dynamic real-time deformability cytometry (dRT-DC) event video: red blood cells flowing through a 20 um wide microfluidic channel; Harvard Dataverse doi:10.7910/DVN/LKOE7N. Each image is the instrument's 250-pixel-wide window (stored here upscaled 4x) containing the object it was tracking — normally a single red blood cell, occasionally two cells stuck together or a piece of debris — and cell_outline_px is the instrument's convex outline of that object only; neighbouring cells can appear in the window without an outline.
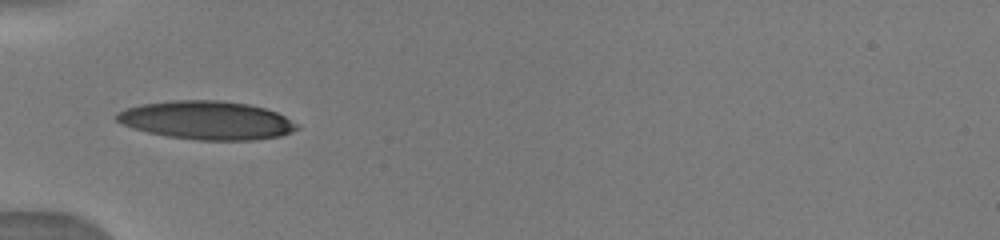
{"species": "human", "species_latin": "Homo sapiens", "temperature_condition": "warm", "stored_images_in_passage": 35, "camera_frame_rate_fps": 3000, "um_per_image_px": 0.085, "donor": {"sex": "male"}, "frame": {"image": 1, "passage_image": 1, "time_ms": 0.0, "image_size_px": [1000, 240], "cell_outline_px": [[300, 128], [292, 132], [280, 136], [256, 140], [196, 140], [168, 136], [148, 132], [132, 128], [120, 124], [112, 116], [116, 112], [124, 108], [140, 104], [172, 100], [216, 100], [248, 104], [264, 108], [276, 112], [300, 124]], "centroid_in_image_um": [17.54, 10.22], "position_along_channel_um": 67.5, "area_um2": 40.81}}
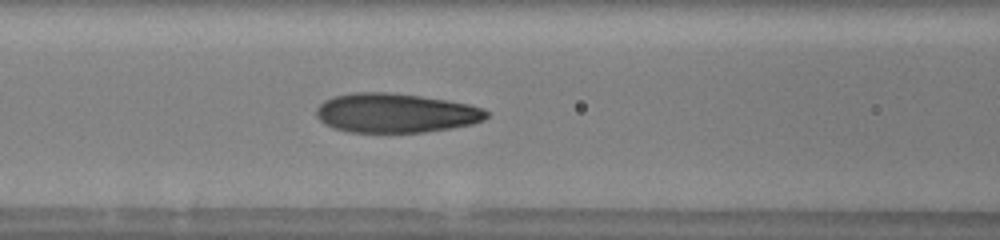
{"frame": {"image": 2, "passage_image": 5, "time_ms": 1.667, "image_size_px": [1000, 240], "cell_outline_px": [[488, 116], [484, 120], [472, 124], [452, 128], [424, 132], [348, 132], [332, 128], [324, 124], [316, 116], [316, 108], [324, 100], [332, 96], [352, 92], [392, 92], [448, 100], [468, 104], [484, 108], [488, 112]], "centroid_in_image_um": [33.61, 9.6], "position_along_channel_um": 133.0, "area_um2": 39.36}}